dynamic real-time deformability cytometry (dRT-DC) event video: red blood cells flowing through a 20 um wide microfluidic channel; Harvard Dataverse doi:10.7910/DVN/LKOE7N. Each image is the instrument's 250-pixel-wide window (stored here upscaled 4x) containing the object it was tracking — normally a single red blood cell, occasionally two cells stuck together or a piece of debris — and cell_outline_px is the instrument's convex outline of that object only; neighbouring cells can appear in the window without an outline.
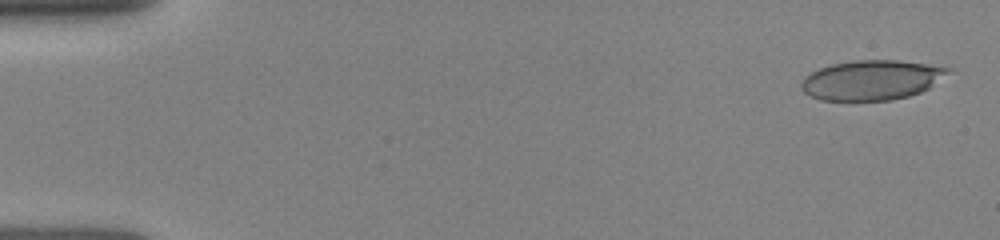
{"species": "human", "species_latin": "Homo sapiens", "temperature_condition": "room temperature", "stored_images_in_passage": 38, "camera_frame_rate_fps": 3000, "um_per_image_px": 0.085, "donor": {"sex": "female"}, "frame": {"image": 1, "passage_image": 1, "time_ms": 0.0, "image_size_px": [1000, 240], "cell_outline_px": [[952, 68], [948, 72], [928, 88], [920, 92], [908, 96], [892, 100], [820, 100], [804, 92], [800, 88], [800, 84], [804, 76], [820, 68], [832, 64], [852, 60], [900, 60]], "centroid_in_image_um": [74.04, 6.8], "position_along_channel_um": 11.0, "area_um2": 33.81}}
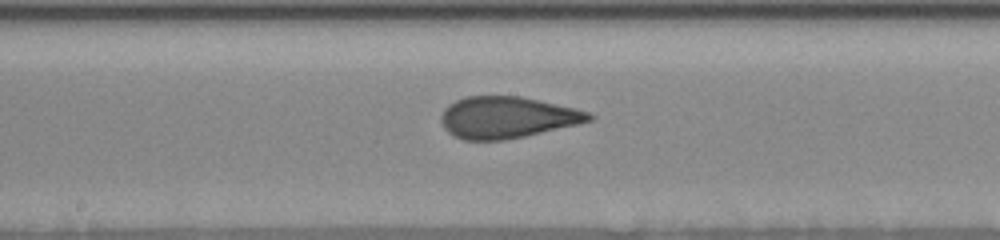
{"frame": {"image": 2, "passage_image": 19, "time_ms": 8.0, "image_size_px": [1000, 240], "cell_outline_px": [[596, 116], [592, 120], [576, 124], [524, 136], [504, 140], [464, 140], [452, 136], [444, 128], [440, 120], [440, 116], [444, 108], [448, 104], [464, 96], [520, 96], [576, 108], [592, 112]], "centroid_in_image_um": [43.08, 9.97], "position_along_channel_um": 205.1, "area_um2": 35.95}}
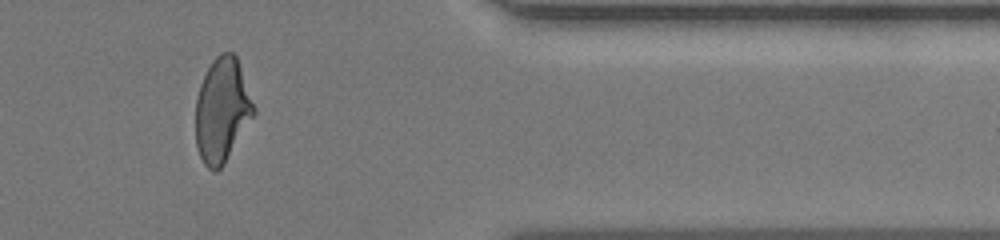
{"frame": {"image": 3, "passage_image": 33, "time_ms": 13.0, "image_size_px": [1000, 240], "cell_outline_px": [[256, 112], [224, 164], [216, 172], [212, 172], [204, 164], [200, 156], [196, 144], [196, 100], [200, 84], [212, 60], [220, 52], [232, 52], [236, 56], [256, 108]], "centroid_in_image_um": [18.88, 9.37], "position_along_channel_um": 392.5, "area_um2": 35.2}}